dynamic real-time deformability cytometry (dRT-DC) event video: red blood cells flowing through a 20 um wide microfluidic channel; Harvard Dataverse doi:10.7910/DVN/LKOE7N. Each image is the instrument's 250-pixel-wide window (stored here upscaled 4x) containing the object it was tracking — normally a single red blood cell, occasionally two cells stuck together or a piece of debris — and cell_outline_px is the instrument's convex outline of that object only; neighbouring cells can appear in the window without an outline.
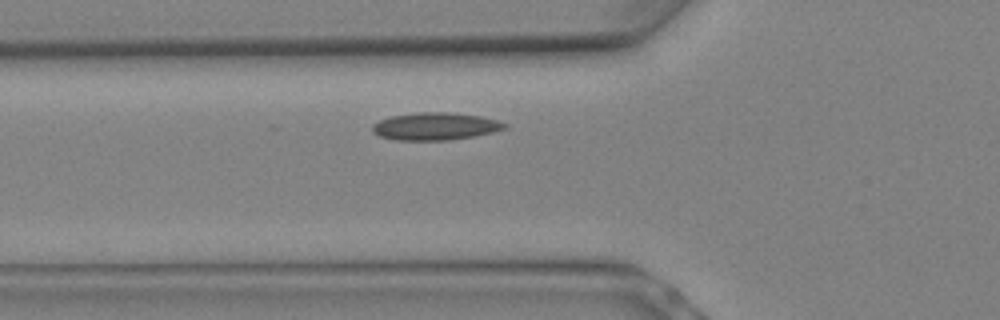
{"species": "Egyptian fruit bat (a non-hibernating species)", "species_latin": "Rousettus aegyptiacus", "temperature_condition": "warm", "stored_images_in_passage": 8, "camera_frame_rate_fps": 3000, "um_per_image_px": 0.085, "animal": {"sex": "female"}, "frame": {"image": 1, "passage_image": 5, "time_ms": 1.333, "image_size_px": [1000, 320], "cell_outline_px": [[508, 128], [492, 132], [472, 136], [448, 140], [392, 140], [380, 136], [372, 132], [372, 124], [380, 120], [392, 116], [416, 112], [448, 112], [480, 116], [496, 120], [508, 124]], "centroid_in_image_um": [36.98, 10.74], "position_along_channel_um": 88.8, "area_um2": 21.15}}